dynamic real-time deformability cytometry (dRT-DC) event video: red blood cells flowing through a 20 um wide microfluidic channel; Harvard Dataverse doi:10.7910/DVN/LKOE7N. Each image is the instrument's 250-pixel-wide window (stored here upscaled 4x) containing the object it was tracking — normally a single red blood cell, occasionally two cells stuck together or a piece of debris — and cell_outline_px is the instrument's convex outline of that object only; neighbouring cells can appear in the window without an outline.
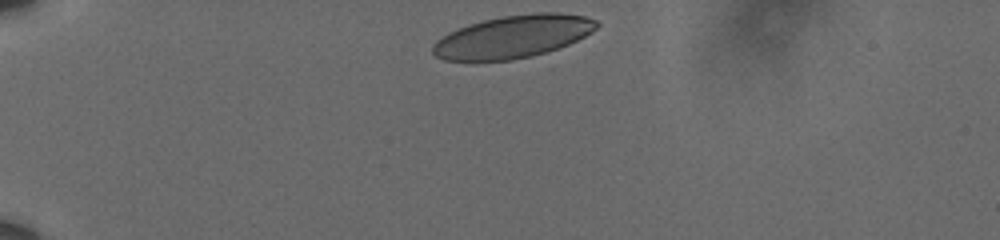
{"species": "human", "species_latin": "Homo sapiens", "temperature_condition": "cold", "stored_images_in_passage": 37, "camera_frame_rate_fps": 3000, "um_per_image_px": 0.085, "donor": {"sex": "male"}, "frame": {"image": 1, "passage_image": 1, "time_ms": 0.0, "image_size_px": [1000, 240], "cell_outline_px": [[600, 24], [592, 32], [568, 44], [532, 56], [512, 60], [444, 60], [436, 56], [432, 52], [432, 44], [436, 40], [448, 32], [468, 24], [484, 20], [504, 16], [536, 12], [556, 12], [584, 16], [596, 20]], "centroid_in_image_um": [43.59, 3.1], "position_along_channel_um": 41.4, "area_um2": 40.46}}
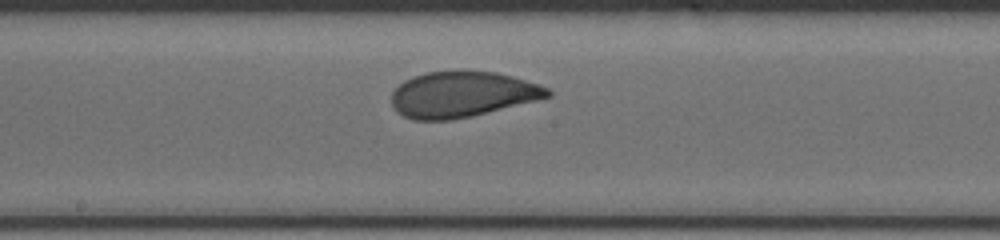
{"frame": {"image": 2, "passage_image": 20, "time_ms": 6.333, "image_size_px": [1000, 240], "cell_outline_px": [[552, 96], [472, 116], [452, 120], [412, 120], [396, 112], [392, 104], [392, 92], [404, 80], [412, 76], [428, 72], [452, 68], [464, 68], [496, 72], [512, 76], [548, 88], [552, 92]], "centroid_in_image_um": [39.25, 7.99], "position_along_channel_um": 209.0, "area_um2": 42.31}}
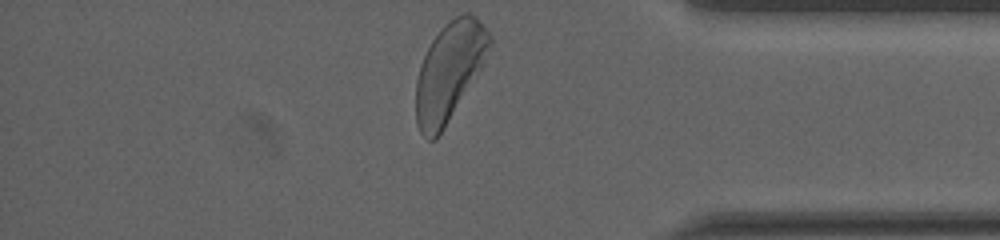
{"frame": {"image": 3, "passage_image": 37, "time_ms": 12.0, "image_size_px": [1000, 240], "cell_outline_px": [[492, 40], [480, 68], [444, 128], [436, 140], [428, 140], [420, 132], [416, 124], [416, 80], [420, 64], [432, 40], [456, 16], [464, 12], [468, 12], [476, 16], [480, 20], [492, 36]], "centroid_in_image_um": [38.17, 6.09], "position_along_channel_um": 397.0, "area_um2": 41.21}, "authors_computed_cell_mechanics": {"area_um2": 41.7894, "velocity_mm_per_s": 3.5756, "shape_relaxation_time_tau1_ms": 2.9371, "shape_relaxation_time_tau2_ms": 0.8842, "deformation_change_tau1": 0.1224, "deformation_change_tau2": 0.0574}}